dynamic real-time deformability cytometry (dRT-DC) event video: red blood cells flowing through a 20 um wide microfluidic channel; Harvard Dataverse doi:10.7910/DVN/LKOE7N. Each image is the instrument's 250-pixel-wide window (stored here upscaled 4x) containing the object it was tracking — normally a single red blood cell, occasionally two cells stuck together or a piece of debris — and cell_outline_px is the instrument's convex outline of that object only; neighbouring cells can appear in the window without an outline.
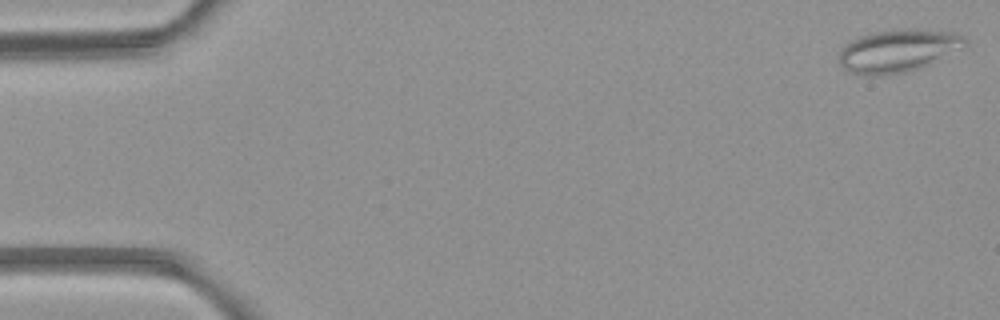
{"species": "common noctule bat (a hibernating species)", "species_latin": "Nyctalus noctula", "temperature_condition": "room temperature", "stored_images_in_passage": 5, "camera_frame_rate_fps": 3000, "um_per_image_px": 0.085, "animal": {"sex": "female", "body_mass_g": 21.9}, "frame": {"image": 1, "passage_image": 1, "time_ms": 0.0, "image_size_px": [1000, 320], "cell_outline_px": [[968, 44], [920, 68], [908, 72], [880, 76], [864, 76], [848, 72], [840, 64], [840, 48], [852, 40], [860, 36], [876, 32], [904, 28], [916, 28], [956, 32], [964, 36], [968, 40]], "centroid_in_image_um": [76.32, 4.31], "position_along_channel_um": 8.7, "area_um2": 31.56}}